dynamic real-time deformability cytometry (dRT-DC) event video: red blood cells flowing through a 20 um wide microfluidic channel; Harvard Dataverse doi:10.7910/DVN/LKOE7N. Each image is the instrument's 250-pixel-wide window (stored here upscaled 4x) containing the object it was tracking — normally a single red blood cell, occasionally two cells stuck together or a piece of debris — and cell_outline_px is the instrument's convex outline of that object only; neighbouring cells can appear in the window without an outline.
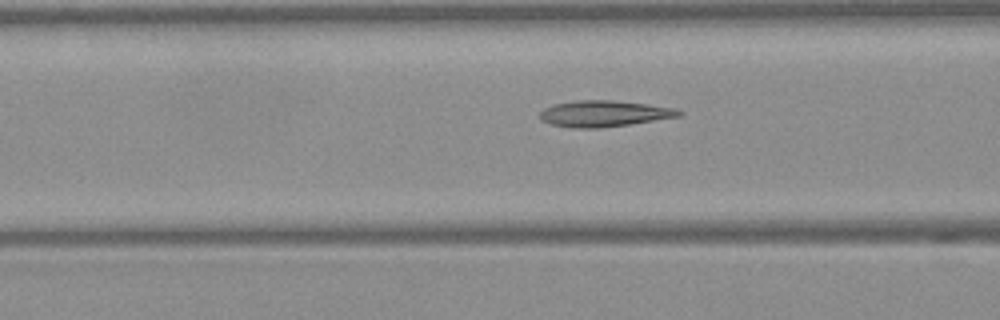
{"species": "Egyptian fruit bat (a non-hibernating species)", "species_latin": "Rousettus aegyptiacus", "temperature_condition": "warm", "stored_images_in_passage": 32, "camera_frame_rate_fps": 3000, "um_per_image_px": 0.085, "frame": {"image": 1, "passage_image": 12, "time_ms": 3.667, "image_size_px": [1000, 320], "cell_outline_px": [[684, 112], [680, 116], [628, 124], [600, 128], [572, 128], [552, 124], [540, 120], [540, 112], [544, 108], [552, 104], [576, 100], [616, 100], [648, 104], [676, 108]], "centroid_in_image_um": [51.33, 9.64], "position_along_channel_um": 115.3, "area_um2": 21.27}}
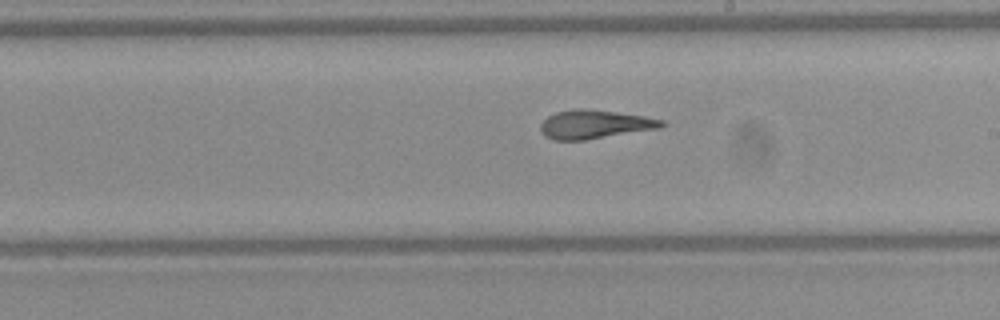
{"frame": {"image": 2, "passage_image": 21, "time_ms": 6.667, "image_size_px": [1000, 320], "cell_outline_px": [[668, 124], [660, 128], [584, 140], [552, 140], [544, 136], [540, 132], [540, 124], [548, 116], [556, 112], [576, 108], [584, 108], [644, 116], [664, 120]], "centroid_in_image_um": [50.53, 10.57], "position_along_channel_um": 238.5, "area_um2": 20.29}}
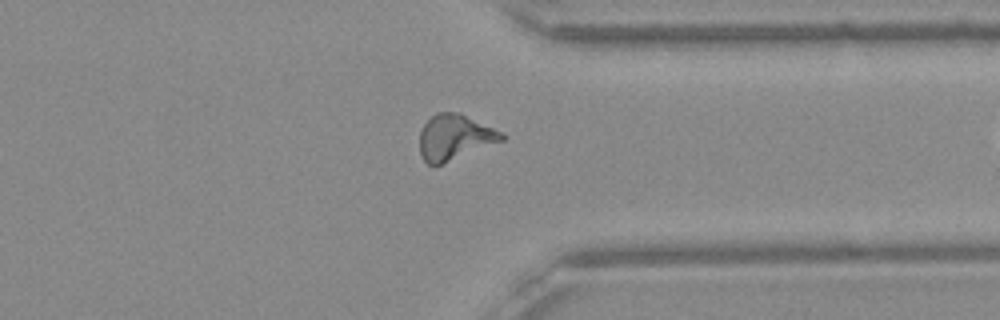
{"frame": {"image": 3, "passage_image": 31, "time_ms": 10.0, "image_size_px": [1000, 320], "cell_outline_px": [[508, 136], [504, 140], [440, 164], [428, 164], [420, 156], [420, 132], [424, 124], [436, 112], [460, 112], [504, 132]], "centroid_in_image_um": [38.68, 11.63], "position_along_channel_um": 372.7, "area_um2": 21.73}}